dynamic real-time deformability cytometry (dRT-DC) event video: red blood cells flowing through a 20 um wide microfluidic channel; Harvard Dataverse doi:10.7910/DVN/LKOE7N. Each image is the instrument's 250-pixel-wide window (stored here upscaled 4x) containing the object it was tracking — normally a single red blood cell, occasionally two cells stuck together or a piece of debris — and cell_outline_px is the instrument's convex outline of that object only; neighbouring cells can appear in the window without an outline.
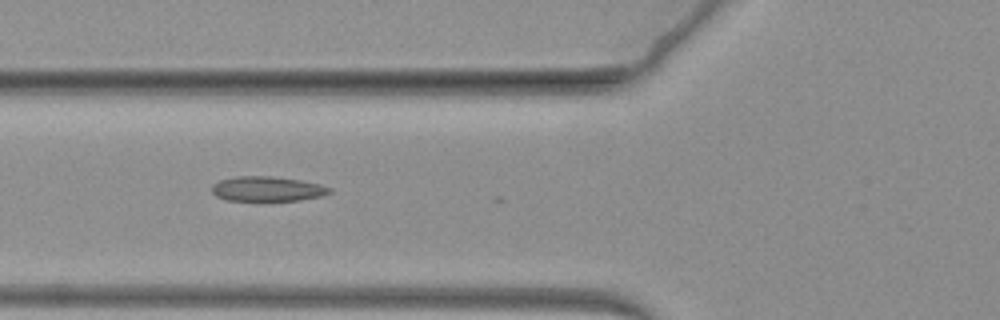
{"species": "common noctule bat (a hibernating species)", "species_latin": "Nyctalus noctula", "temperature_condition": "warm", "stored_images_in_passage": 21, "camera_frame_rate_fps": 3000, "um_per_image_px": 0.085, "animal": {"sex": "female", "body_mass_g": 19.3, "forearm_length_mm": 54.1}, "frame": {"image": 1, "passage_image": 6, "time_ms": 1.667, "image_size_px": [1000, 320], "cell_outline_px": [[332, 192], [320, 196], [300, 200], [224, 200], [216, 196], [212, 192], [212, 184], [220, 180], [236, 176], [272, 176], [300, 180], [320, 184], [332, 188]], "centroid_in_image_um": [22.71, 16.05], "position_along_channel_um": 103.1, "area_um2": 16.99}}
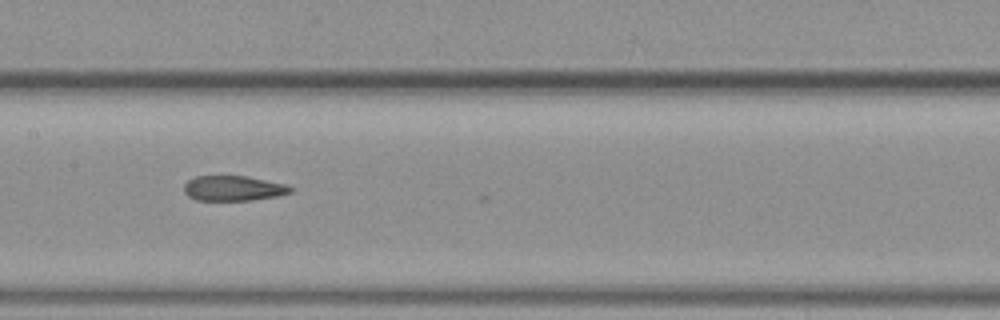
{"frame": {"image": 2, "passage_image": 14, "time_ms": 4.333, "image_size_px": [1000, 320], "cell_outline_px": [[296, 188], [292, 192], [276, 196], [252, 200], [196, 200], [188, 196], [184, 192], [184, 184], [188, 180], [196, 176], [248, 176], [288, 184]], "centroid_in_image_um": [19.88, 16.0], "position_along_channel_um": 187.5, "area_um2": 15.78}}
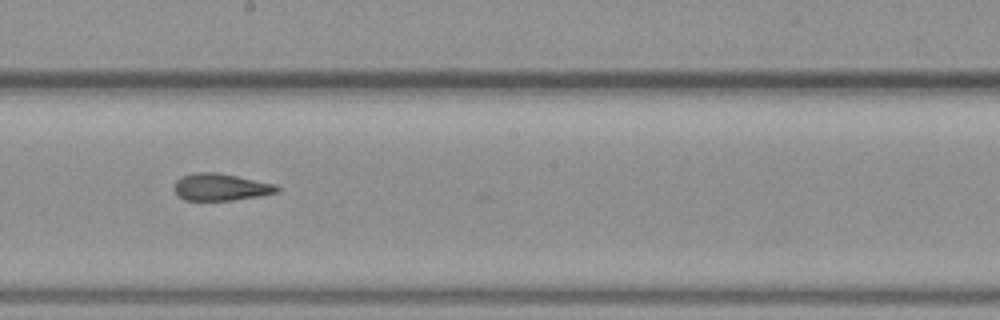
{"frame": {"image": 3, "passage_image": 18, "time_ms": 5.667, "image_size_px": [1000, 320], "cell_outline_px": [[280, 192], [260, 196], [232, 200], [184, 200], [176, 196], [176, 180], [180, 176], [192, 172], [216, 172], [276, 184], [280, 188]], "centroid_in_image_um": [18.77, 15.9], "position_along_channel_um": 229.4, "area_um2": 16.3}}